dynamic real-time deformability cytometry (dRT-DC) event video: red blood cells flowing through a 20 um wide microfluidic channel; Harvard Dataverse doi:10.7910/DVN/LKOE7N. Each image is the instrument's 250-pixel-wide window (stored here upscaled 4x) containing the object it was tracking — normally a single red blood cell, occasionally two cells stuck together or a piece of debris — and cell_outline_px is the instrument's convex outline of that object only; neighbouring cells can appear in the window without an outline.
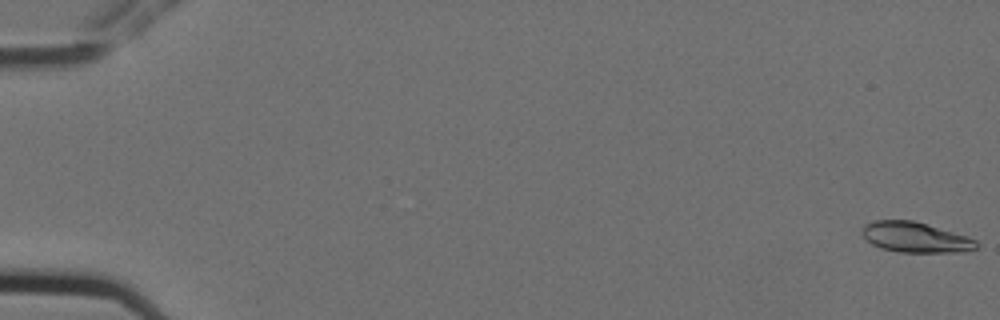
{"species": "Egyptian fruit bat (a non-hibernating species)", "species_latin": "Rousettus aegyptiacus", "temperature_condition": "cold", "stored_images_in_passage": 5, "camera_frame_rate_fps": 3000, "um_per_image_px": 0.085, "animal": {"sex": "female"}, "frame": {"image": 1, "passage_image": 1, "time_ms": 0.0, "image_size_px": [1000, 320], "cell_outline_px": [[980, 244], [976, 248], [964, 252], [900, 252], [880, 248], [872, 244], [860, 232], [860, 228], [864, 224], [876, 220], [912, 220], [968, 236], [976, 240]], "centroid_in_image_um": [77.8, 20.17], "position_along_channel_um": 7.2, "area_um2": 20.29}}
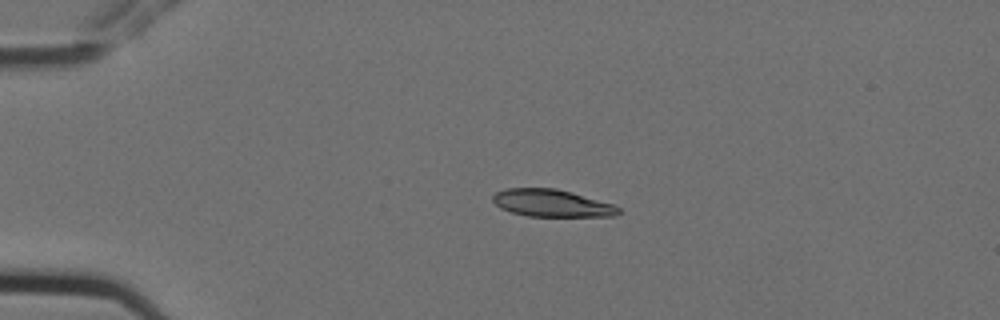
{"frame": {"image": 2, "passage_image": 5, "time_ms": 1.333, "image_size_px": [1000, 320], "cell_outline_px": [[620, 212], [616, 216], [528, 216], [512, 212], [500, 208], [492, 200], [492, 196], [496, 192], [504, 188], [556, 188], [572, 192], [612, 204], [620, 208]], "centroid_in_image_um": [46.88, 17.26], "position_along_channel_um": 38.1, "area_um2": 19.94}}